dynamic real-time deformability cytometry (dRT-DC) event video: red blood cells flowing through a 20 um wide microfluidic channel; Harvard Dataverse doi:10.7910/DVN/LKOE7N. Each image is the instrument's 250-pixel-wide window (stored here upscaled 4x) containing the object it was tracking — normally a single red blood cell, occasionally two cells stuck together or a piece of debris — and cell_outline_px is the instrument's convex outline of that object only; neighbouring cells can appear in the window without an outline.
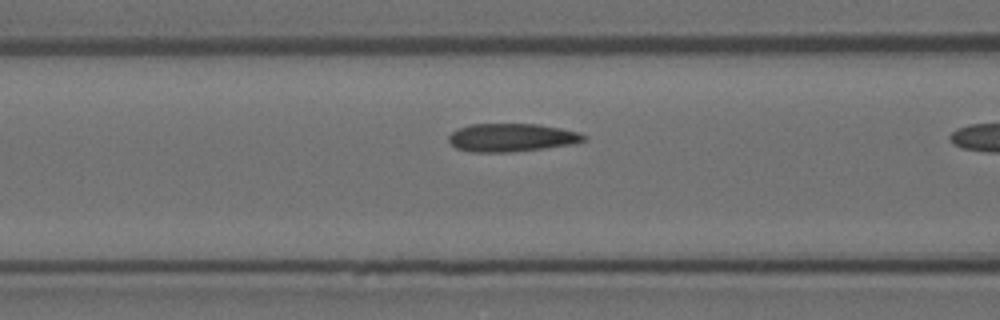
{"species": "Egyptian fruit bat (a non-hibernating species)", "species_latin": "Rousettus aegyptiacus", "temperature_condition": "room temperature", "stored_images_in_passage": 10, "camera_frame_rate_fps": 3000, "um_per_image_px": 0.085, "animal": {"sex": "female"}, "frame": {"image": 1, "passage_image": 9, "time_ms": 2.667, "image_size_px": [1000, 320], "cell_outline_px": [[584, 140], [572, 144], [508, 152], [472, 152], [456, 148], [448, 140], [448, 136], [452, 132], [468, 124], [536, 124], [560, 128], [580, 132], [584, 136]], "centroid_in_image_um": [43.44, 11.68], "position_along_channel_um": 123.2, "area_um2": 21.85}}